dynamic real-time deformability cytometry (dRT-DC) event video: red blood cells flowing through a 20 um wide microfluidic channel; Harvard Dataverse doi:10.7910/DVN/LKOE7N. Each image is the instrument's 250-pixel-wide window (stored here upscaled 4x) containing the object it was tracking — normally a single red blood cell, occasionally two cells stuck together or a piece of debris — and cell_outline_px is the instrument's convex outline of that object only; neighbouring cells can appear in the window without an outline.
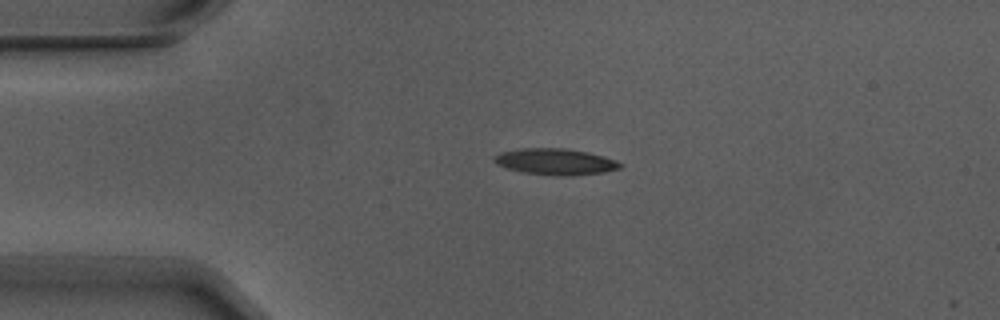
{"species": "Egyptian fruit bat (a non-hibernating species)", "species_latin": "Rousettus aegyptiacus", "temperature_condition": "warm", "stored_images_in_passage": 2, "camera_frame_rate_fps": 3000, "um_per_image_px": 0.085, "animal": {"sex": "male"}, "frame": {"image": 1, "passage_image": 1, "time_ms": 0.0, "image_size_px": [1000, 320], "cell_outline_px": [[624, 164], [620, 168], [604, 172], [568, 176], [560, 176], [524, 172], [508, 168], [496, 164], [492, 160], [500, 152], [520, 148], [564, 148], [588, 152], [616, 160]], "centroid_in_image_um": [47.22, 13.74], "position_along_channel_um": 37.8, "area_um2": 19.19}}